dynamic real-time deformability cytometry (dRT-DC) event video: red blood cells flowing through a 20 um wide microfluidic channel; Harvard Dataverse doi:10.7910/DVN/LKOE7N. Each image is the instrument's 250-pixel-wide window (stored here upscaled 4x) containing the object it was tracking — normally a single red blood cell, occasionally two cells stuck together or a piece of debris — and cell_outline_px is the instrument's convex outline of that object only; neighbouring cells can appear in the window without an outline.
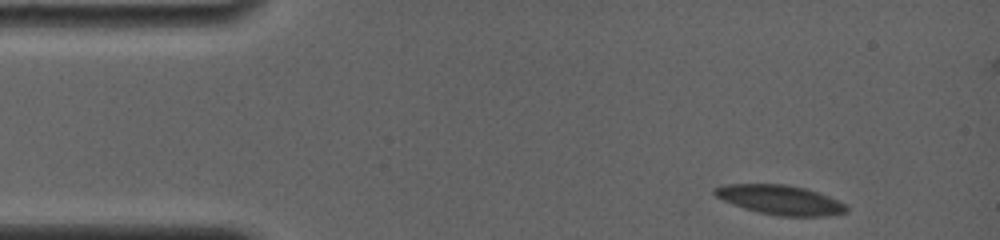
{"species": "common noctule bat (a hibernating species)", "species_latin": "Nyctalus noctula", "temperature_condition": "room temperature", "stored_images_in_passage": 7, "camera_frame_rate_fps": 4000, "um_per_image_px": 0.085, "animal": {"sex": "female", "body_mass_g": 19.0, "forearm_length_mm": 56.7}, "frame": {"image": 1, "passage_image": 1, "time_ms": 0.0, "image_size_px": [1000, 240], "cell_outline_px": [[848, 212], [828, 216], [780, 216], [760, 212], [744, 208], [732, 204], [716, 196], [712, 192], [712, 188], [724, 184], [784, 184], [804, 188], [828, 196], [848, 204]], "centroid_in_image_um": [66.33, 16.99], "position_along_channel_um": 18.7, "area_um2": 22.66}}
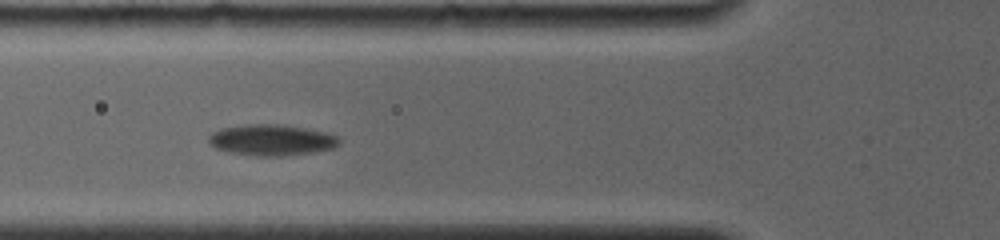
{"frame": {"image": 2, "passage_image": 6, "time_ms": 4.5, "image_size_px": [1000, 240], "cell_outline_px": [[340, 144], [332, 148], [312, 152], [280, 156], [256, 156], [228, 152], [216, 148], [208, 140], [208, 136], [212, 132], [220, 128], [244, 124], [276, 124], [304, 128], [328, 132], [336, 136], [340, 140]], "centroid_in_image_um": [23.06, 11.89], "position_along_channel_um": 102.7, "area_um2": 23.58}}
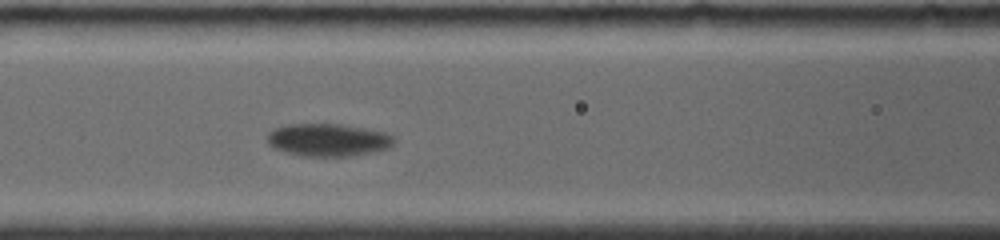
{"frame": {"image": 3, "passage_image": 7, "time_ms": 5.5, "image_size_px": [1000, 240], "cell_outline_px": [[396, 140], [388, 148], [372, 152], [352, 156], [300, 156], [284, 152], [268, 144], [268, 132], [276, 128], [288, 124], [340, 124], [384, 132], [392, 136]], "centroid_in_image_um": [27.87, 11.9], "position_along_channel_um": 138.7, "area_um2": 23.99}}